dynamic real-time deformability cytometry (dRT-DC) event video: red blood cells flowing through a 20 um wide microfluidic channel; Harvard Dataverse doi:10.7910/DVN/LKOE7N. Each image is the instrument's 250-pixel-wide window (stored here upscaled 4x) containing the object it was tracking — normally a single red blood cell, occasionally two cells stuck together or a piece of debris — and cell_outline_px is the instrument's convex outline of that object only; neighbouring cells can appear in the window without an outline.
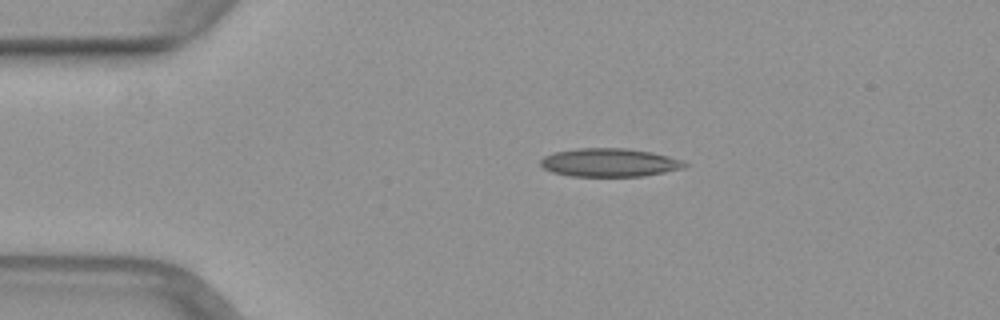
{"species": "common noctule bat (a hibernating species)", "species_latin": "Nyctalus noctula", "temperature_condition": "warm", "stored_images_in_passage": 41, "camera_frame_rate_fps": 3000, "um_per_image_px": 0.085, "animal": {"sex": "female", "body_mass_g": 29.2, "forearm_length_mm": 56.3}, "frame": {"image": 1, "passage_image": 1, "time_ms": 0.0, "image_size_px": [1000, 320], "cell_outline_px": [[692, 164], [684, 168], [644, 176], [568, 176], [552, 172], [544, 168], [540, 164], [540, 160], [544, 156], [552, 152], [576, 148], [628, 148], [652, 152], [684, 160]], "centroid_in_image_um": [51.83, 13.81], "position_along_channel_um": 33.2, "area_um2": 24.16}}
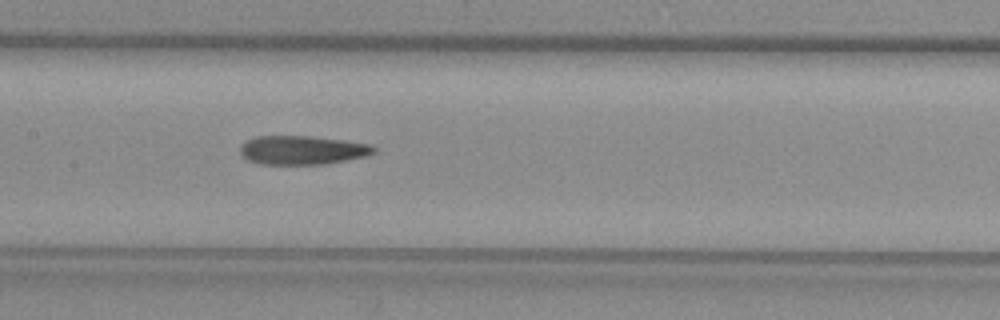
{"frame": {"image": 2, "passage_image": 15, "time_ms": 4.667, "image_size_px": [1000, 320], "cell_outline_px": [[376, 152], [364, 156], [348, 160], [328, 164], [260, 164], [248, 160], [240, 152], [240, 144], [256, 136], [308, 136], [344, 140], [372, 144], [376, 148]], "centroid_in_image_um": [25.72, 12.76], "position_along_channel_um": 181.7, "area_um2": 22.54}}
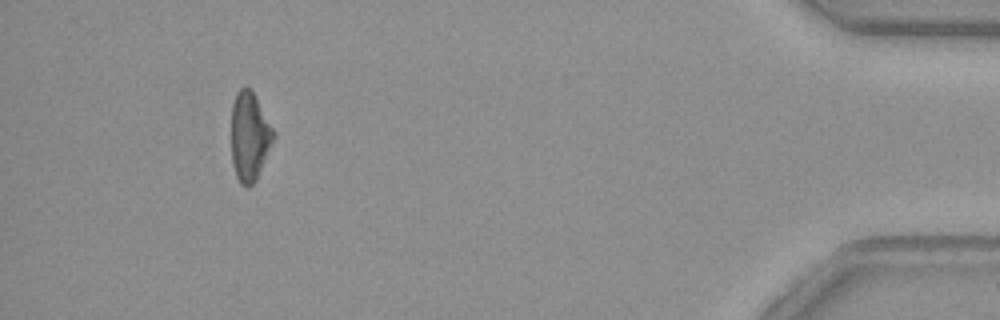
{"frame": {"image": 3, "passage_image": 37, "time_ms": 12.0, "image_size_px": [1000, 320], "cell_outline_px": [[276, 136], [256, 180], [248, 188], [240, 184], [236, 176], [232, 164], [232, 104], [236, 92], [244, 84], [252, 88], [276, 132]], "centroid_in_image_um": [21.23, 11.55], "position_along_channel_um": 414.0, "area_um2": 22.37}}